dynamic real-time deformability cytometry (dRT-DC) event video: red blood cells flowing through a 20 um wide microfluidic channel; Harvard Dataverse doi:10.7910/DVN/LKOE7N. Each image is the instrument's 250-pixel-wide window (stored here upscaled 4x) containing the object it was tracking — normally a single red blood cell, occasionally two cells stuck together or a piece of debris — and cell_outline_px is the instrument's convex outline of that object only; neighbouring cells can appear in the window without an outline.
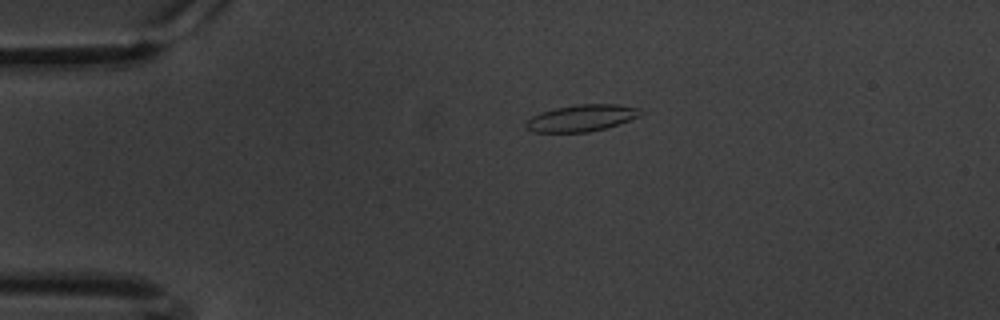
{"species": "common noctule bat (a hibernating species)", "species_latin": "Nyctalus noctula", "temperature_condition": "warm", "stored_images_in_passage": 50, "camera_frame_rate_fps": 3000, "um_per_image_px": 0.085, "animal": {"sex": "male", "body_mass_g": 20.1, "forearm_length_mm": 53.5}, "frame": {"image": 1, "passage_image": 3, "time_ms": 0.667, "image_size_px": [1000, 320], "cell_outline_px": [[640, 108], [636, 116], [628, 120], [604, 128], [588, 132], [532, 132], [524, 124], [524, 120], [540, 112], [556, 108], [576, 104], [616, 104]], "centroid_in_image_um": [49.32, 10.03], "position_along_channel_um": 35.7, "area_um2": 17.51}}
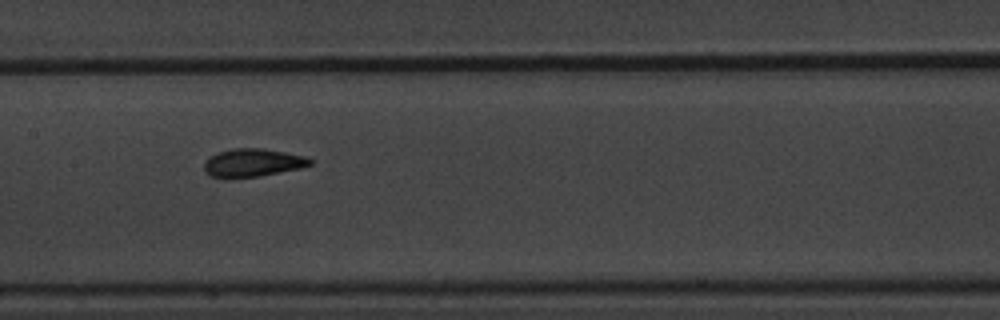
{"frame": {"image": 2, "passage_image": 20, "time_ms": 6.333, "image_size_px": [1000, 320], "cell_outline_px": [[312, 164], [300, 168], [260, 176], [228, 180], [224, 180], [212, 176], [204, 172], [204, 164], [212, 156], [220, 152], [232, 148], [264, 148], [304, 156], [312, 160]], "centroid_in_image_um": [21.45, 13.86], "position_along_channel_um": 186.0, "area_um2": 17.51}}
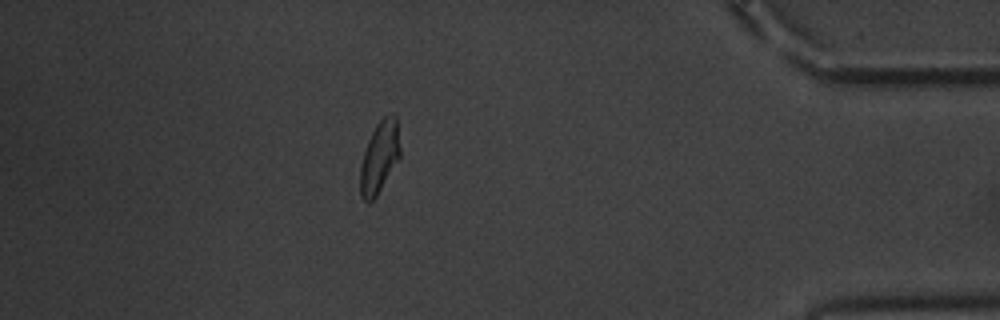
{"frame": {"image": 3, "passage_image": 43, "time_ms": 14.0, "image_size_px": [1000, 320], "cell_outline_px": [[400, 156], [376, 196], [368, 204], [360, 196], [360, 164], [368, 140], [376, 124], [384, 116], [392, 112], [396, 116], [400, 148]], "centroid_in_image_um": [32.24, 13.34], "position_along_channel_um": 403.0, "area_um2": 16.59}, "authors_computed_cell_mechanics": {"area_um2": 16.9643, "velocity_mm_per_s": 3.365, "shape_relaxation_time_tau1_ms": 4.8471, "shape_relaxation_time_tau2_ms": 1.7836, "deformation_change_tau1": 0.1565, "deformation_change_tau2": 0.0689}}